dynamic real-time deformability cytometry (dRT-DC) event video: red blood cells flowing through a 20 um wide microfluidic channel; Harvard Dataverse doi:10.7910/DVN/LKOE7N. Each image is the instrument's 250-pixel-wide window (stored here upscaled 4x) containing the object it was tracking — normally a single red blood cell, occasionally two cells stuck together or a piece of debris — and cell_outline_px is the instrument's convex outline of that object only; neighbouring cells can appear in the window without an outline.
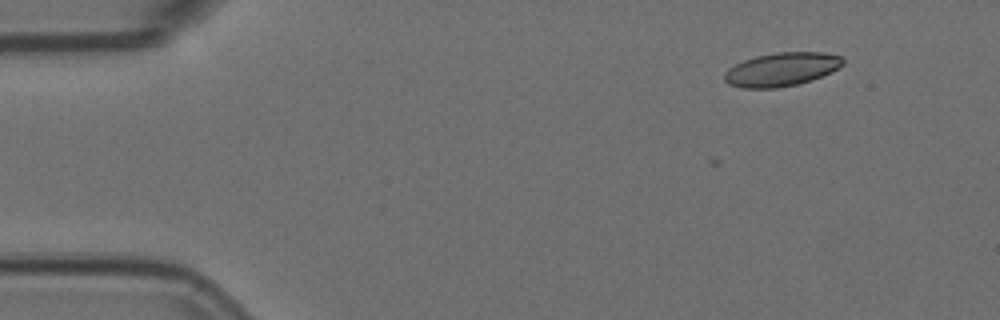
{"species": "Egyptian fruit bat (a non-hibernating species)", "species_latin": "Rousettus aegyptiacus", "temperature_condition": "room temperature", "stored_images_in_passage": 6, "camera_frame_rate_fps": 3000, "um_per_image_px": 0.085, "animal": {"sex": "female"}, "frame": {"image": 1, "passage_image": 2, "time_ms": 0.333, "image_size_px": [1000, 320], "cell_outline_px": [[844, 64], [832, 72], [812, 80], [796, 84], [776, 88], [744, 88], [728, 84], [724, 80], [724, 72], [728, 68], [744, 60], [756, 56], [776, 52], [824, 52], [840, 56], [844, 60]], "centroid_in_image_um": [66.44, 5.89], "position_along_channel_um": 18.6, "area_um2": 23.24}}
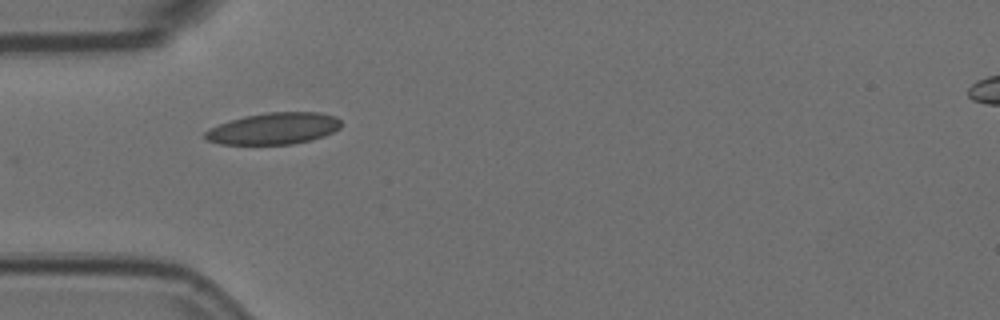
{"frame": {"image": 2, "passage_image": 5, "time_ms": 1.333, "image_size_px": [1000, 320], "cell_outline_px": [[340, 128], [324, 136], [292, 144], [220, 144], [208, 140], [204, 136], [204, 132], [208, 128], [244, 116], [268, 112], [320, 112], [336, 116], [340, 120]], "centroid_in_image_um": [23.27, 10.92], "position_along_channel_um": 61.7, "area_um2": 24.91}}
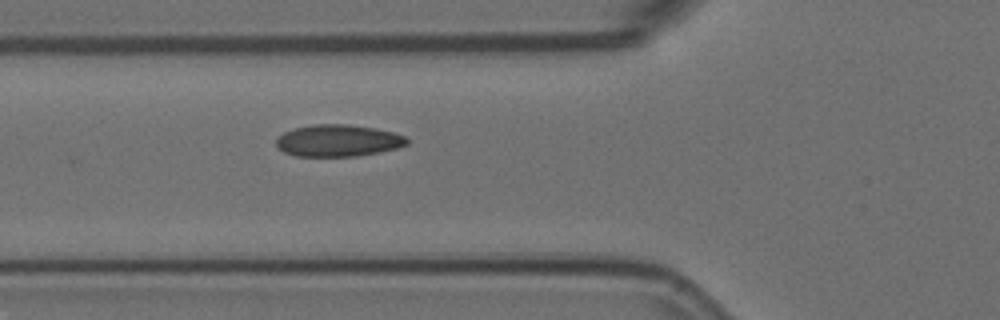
{"frame": {"image": 3, "passage_image": 6, "time_ms": 1.667, "image_size_px": [1000, 320], "cell_outline_px": [[408, 144], [396, 148], [356, 156], [296, 156], [284, 152], [276, 144], [276, 140], [284, 132], [296, 128], [316, 124], [348, 124], [376, 128], [408, 136]], "centroid_in_image_um": [28.77, 11.94], "position_along_channel_um": 97.0, "area_um2": 24.1}}